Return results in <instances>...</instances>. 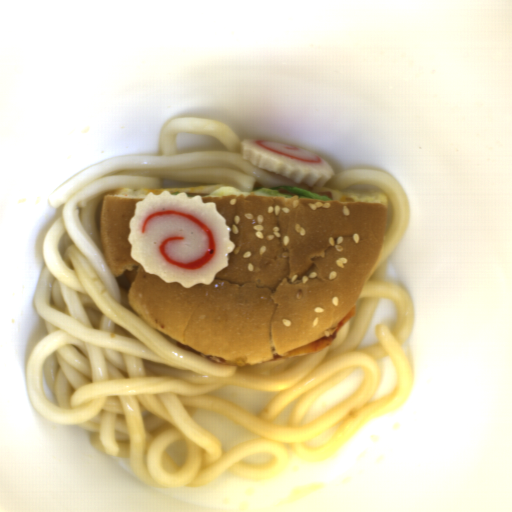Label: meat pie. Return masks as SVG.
<instances>
[{"mask_svg":"<svg viewBox=\"0 0 512 512\" xmlns=\"http://www.w3.org/2000/svg\"><path fill=\"white\" fill-rule=\"evenodd\" d=\"M139 272L138 265L133 266V270H126L120 277H115L119 288L125 291L126 295L133 284L137 274Z\"/></svg>","mask_w":512,"mask_h":512,"instance_id":"c0bc52ac","label":"meat pie"},{"mask_svg":"<svg viewBox=\"0 0 512 512\" xmlns=\"http://www.w3.org/2000/svg\"><path fill=\"white\" fill-rule=\"evenodd\" d=\"M173 342H175L182 349H184V350H186V351H188V352H190V353H192L194 355H197V356H199V357H201V358H203V359H205V360H207V361H209L211 363L228 365L226 360L223 357H220L218 355H205L203 351H197L196 349H194L189 344H183L180 341H173Z\"/></svg>","mask_w":512,"mask_h":512,"instance_id":"742d133d","label":"meat pie"},{"mask_svg":"<svg viewBox=\"0 0 512 512\" xmlns=\"http://www.w3.org/2000/svg\"><path fill=\"white\" fill-rule=\"evenodd\" d=\"M357 303H358V301L351 308V310L342 318V320L338 323L335 331L330 336L320 337V338L310 341L306 344H303L299 347L291 349L285 355L275 356L272 359L264 361V362H260L257 364H251V365H244V366H261L264 364H268L271 362H275V361L290 358V357L321 352L322 350H324L326 347H328L330 344H332L334 342L338 333L349 322V320L354 316V314L356 313V309H357Z\"/></svg>","mask_w":512,"mask_h":512,"instance_id":"b5893723","label":"meat pie"}]
</instances>
